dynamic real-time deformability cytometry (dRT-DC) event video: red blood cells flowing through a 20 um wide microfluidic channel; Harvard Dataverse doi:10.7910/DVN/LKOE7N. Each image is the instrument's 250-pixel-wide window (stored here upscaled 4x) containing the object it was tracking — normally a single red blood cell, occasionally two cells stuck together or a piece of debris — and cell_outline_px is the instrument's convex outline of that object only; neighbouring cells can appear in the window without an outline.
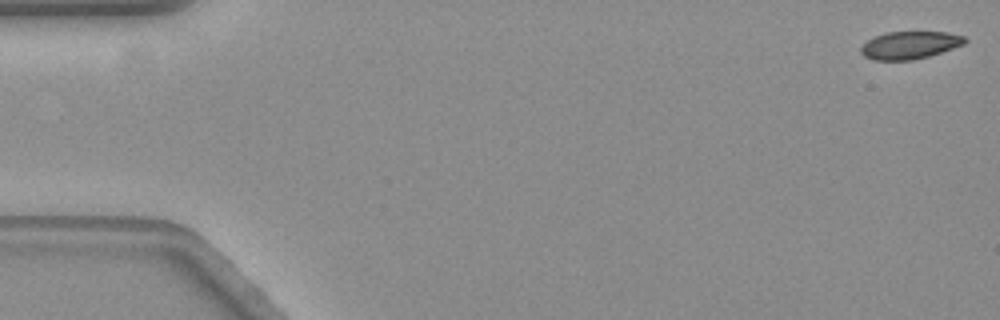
{"species": "common noctule bat (a hibernating species)", "species_latin": "Nyctalus noctula", "temperature_condition": "warm", "stored_images_in_passage": 58, "camera_frame_rate_fps": 3000, "um_per_image_px": 0.085, "animal": {"sex": "female", "body_mass_g": 19.3, "forearm_length_mm": 54.1}, "frame": {"image": 1, "passage_image": 1, "time_ms": 0.0, "image_size_px": [1000, 320], "cell_outline_px": [[968, 40], [964, 44], [928, 56], [912, 60], [872, 60], [864, 56], [860, 52], [860, 48], [868, 40], [876, 36], [888, 32], [944, 32], [964, 36]], "centroid_in_image_um": [77.31, 3.84], "position_along_channel_um": 7.7, "area_um2": 16.53}}
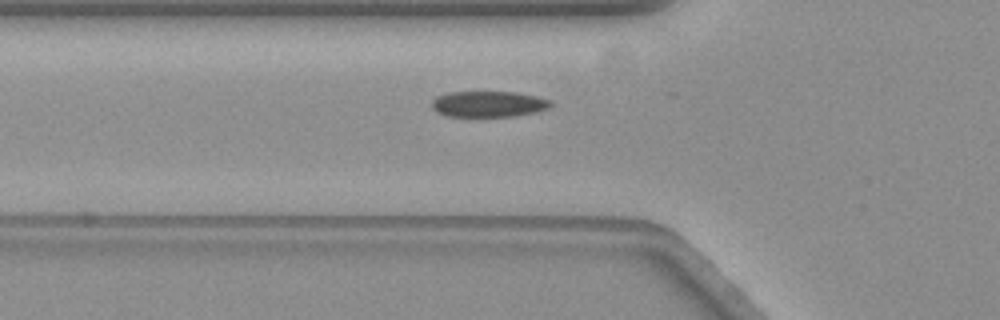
{"frame": {"image": 2, "passage_image": 20, "time_ms": 6.333, "image_size_px": [1000, 320], "cell_outline_px": [[552, 104], [548, 108], [536, 112], [512, 116], [448, 116], [436, 112], [432, 108], [432, 100], [436, 96], [448, 92], [516, 92], [536, 96], [552, 100]], "centroid_in_image_um": [41.51, 8.83], "position_along_channel_um": 84.3, "area_um2": 17.98}}
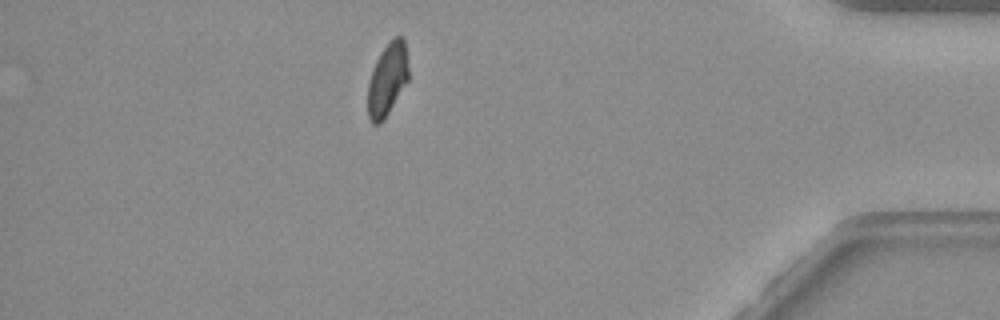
{"frame": {"image": 3, "passage_image": 51, "time_ms": 16.667, "image_size_px": [1000, 320], "cell_outline_px": [[408, 80], [384, 120], [380, 124], [372, 124], [368, 116], [368, 80], [372, 68], [380, 52], [396, 36], [404, 36], [408, 68]], "centroid_in_image_um": [32.91, 6.77], "position_along_channel_um": 402.3, "area_um2": 17.22}, "authors_computed_cell_mechanics": {"area_um2": 18.3804, "velocity_mm_per_s": 3.522, "shape_relaxation_time_tau1_ms": 5.3464, "shape_relaxation_time_tau2_ms": 2.6549, "deformation_change_tau1": 0.1514, "deformation_change_tau2": 0.0714}}